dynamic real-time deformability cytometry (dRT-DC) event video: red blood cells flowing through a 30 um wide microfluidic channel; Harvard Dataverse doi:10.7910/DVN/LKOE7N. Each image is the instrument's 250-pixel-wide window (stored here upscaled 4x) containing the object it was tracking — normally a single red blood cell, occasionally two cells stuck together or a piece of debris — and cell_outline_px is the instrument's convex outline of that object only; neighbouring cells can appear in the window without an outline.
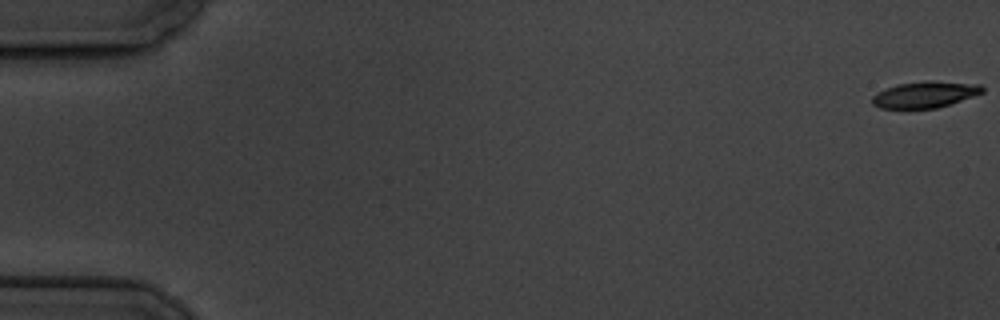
{"species": "common noctule bat (a hibernating species)", "species_latin": "Nyctalus noctula", "temperature_condition": "cold", "stored_images_in_passage": 3, "camera_frame_rate_fps": 3000, "um_per_image_px": 0.085, "animal": {"sex": "male", "body_mass_g": 19.5, "forearm_length_mm": 54.6}, "frame": {"image": 1, "passage_image": 1, "time_ms": 0.0, "image_size_px": [1000, 320], "cell_outline_px": [[984, 92], [936, 108], [880, 108], [872, 104], [872, 96], [876, 92], [884, 88], [896, 84], [928, 80], [980, 84], [984, 88]], "centroid_in_image_um": [78.58, 8.02], "position_along_channel_um": 6.4, "area_um2": 16.88}}